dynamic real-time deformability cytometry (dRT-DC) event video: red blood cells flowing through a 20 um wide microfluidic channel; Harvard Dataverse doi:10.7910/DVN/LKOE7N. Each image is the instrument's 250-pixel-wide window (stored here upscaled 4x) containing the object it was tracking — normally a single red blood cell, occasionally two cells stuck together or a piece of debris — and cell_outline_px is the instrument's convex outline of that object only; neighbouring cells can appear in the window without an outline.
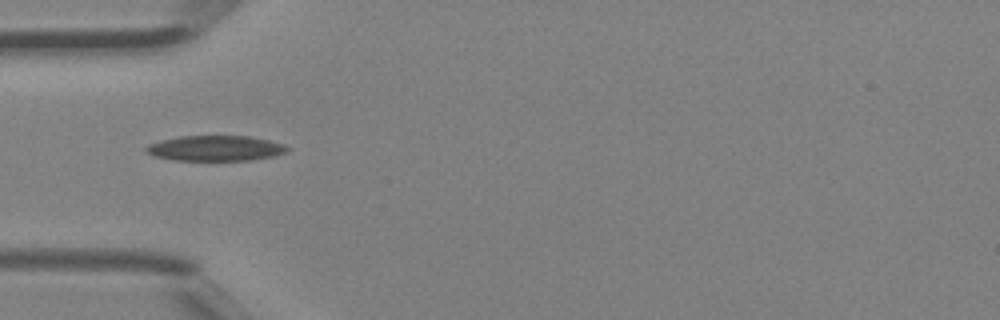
{"species": "Egyptian fruit bat (a non-hibernating species)", "species_latin": "Rousettus aegyptiacus", "temperature_condition": "room temperature", "stored_images_in_passage": 2, "camera_frame_rate_fps": 3000, "um_per_image_px": 0.085, "animal": {"sex": "female"}, "frame": {"image": 1, "passage_image": 2, "time_ms": 0.333, "image_size_px": [1000, 320], "cell_outline_px": [[288, 148], [284, 152], [276, 156], [248, 160], [172, 160], [156, 156], [148, 152], [144, 148], [148, 144], [160, 140], [180, 136], [248, 136], [268, 140], [284, 144]], "centroid_in_image_um": [18.29, 12.6], "position_along_channel_um": 66.7, "area_um2": 20.69}}